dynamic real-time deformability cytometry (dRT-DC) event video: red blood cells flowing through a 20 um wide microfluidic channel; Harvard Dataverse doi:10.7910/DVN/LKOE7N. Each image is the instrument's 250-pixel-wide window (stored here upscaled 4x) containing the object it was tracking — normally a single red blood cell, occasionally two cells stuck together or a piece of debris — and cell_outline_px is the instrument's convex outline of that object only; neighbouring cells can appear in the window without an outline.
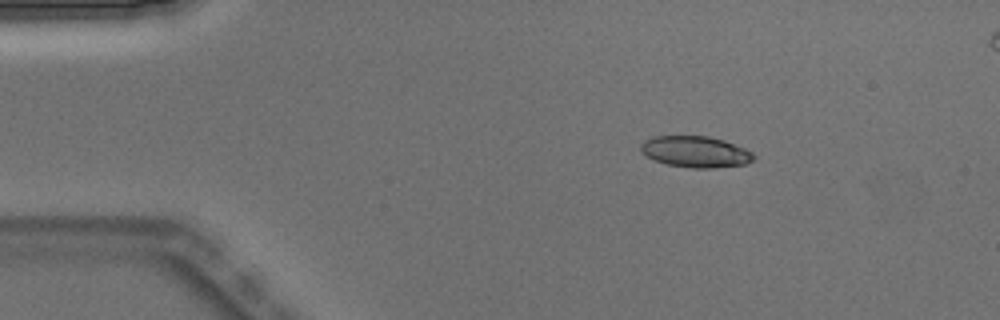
{"species": "Egyptian fruit bat (a non-hibernating species)", "species_latin": "Rousettus aegyptiacus", "temperature_condition": "warm", "stored_images_in_passage": 5, "camera_frame_rate_fps": 3000, "um_per_image_px": 0.085, "animal": {"sex": "male"}, "frame": {"image": 1, "passage_image": 2, "time_ms": 0.333, "image_size_px": [1000, 320], "cell_outline_px": [[756, 156], [752, 160], [744, 164], [712, 168], [692, 168], [668, 164], [656, 160], [648, 156], [640, 148], [640, 144], [644, 140], [652, 136], [708, 136], [724, 140], [744, 148], [752, 152]], "centroid_in_image_um": [59.13, 12.89], "position_along_channel_um": 25.9, "area_um2": 20.35}}